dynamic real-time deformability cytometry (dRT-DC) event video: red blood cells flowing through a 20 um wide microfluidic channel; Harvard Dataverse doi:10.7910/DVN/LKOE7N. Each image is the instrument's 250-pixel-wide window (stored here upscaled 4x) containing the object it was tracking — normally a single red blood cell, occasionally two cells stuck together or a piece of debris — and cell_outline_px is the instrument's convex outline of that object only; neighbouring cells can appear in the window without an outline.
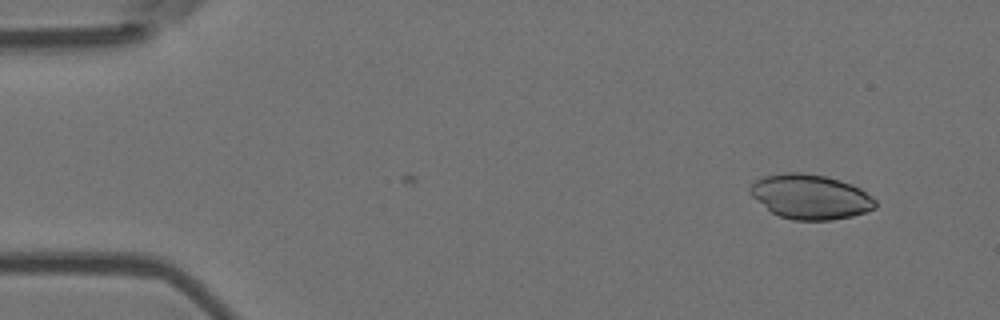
{"species": "Egyptian fruit bat (a non-hibernating species)", "species_latin": "Rousettus aegyptiacus", "temperature_condition": "room temperature", "stored_images_in_passage": 9, "camera_frame_rate_fps": 3000, "um_per_image_px": 0.085, "animal": {"sex": "female"}, "frame": {"image": 1, "passage_image": 9, "time_ms": 2.667, "image_size_px": [1000, 320], "cell_outline_px": [[876, 208], [852, 216], [832, 220], [792, 220], [780, 216], [772, 212], [752, 196], [748, 192], [748, 188], [756, 180], [764, 176], [784, 172], [800, 172], [828, 176], [852, 184], [860, 188], [872, 196], [876, 200]], "centroid_in_image_um": [68.89, 16.71], "position_along_channel_um": 16.1, "area_um2": 32.71}}